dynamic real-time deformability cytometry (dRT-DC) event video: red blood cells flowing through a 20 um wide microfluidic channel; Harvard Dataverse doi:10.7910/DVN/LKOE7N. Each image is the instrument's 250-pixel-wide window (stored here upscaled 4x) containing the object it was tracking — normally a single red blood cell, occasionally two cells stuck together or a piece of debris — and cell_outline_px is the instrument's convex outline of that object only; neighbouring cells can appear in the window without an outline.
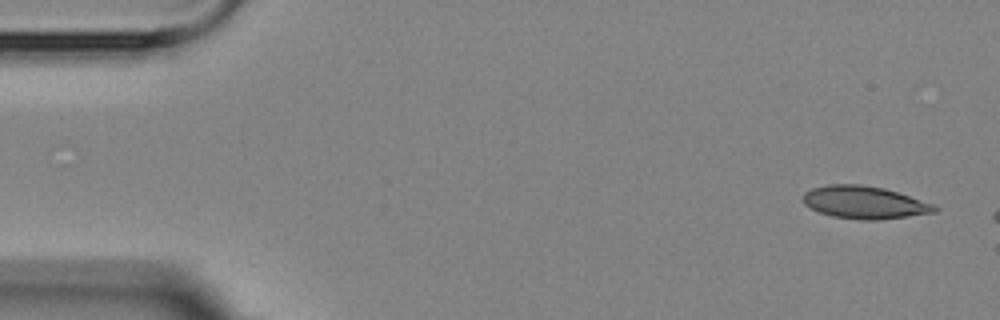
{"species": "Egyptian fruit bat (a non-hibernating species)", "species_latin": "Rousettus aegyptiacus", "temperature_condition": "room temperature", "stored_images_in_passage": 4, "camera_frame_rate_fps": 3000, "um_per_image_px": 0.085, "animal": {"sex": "female"}, "frame": {"image": 1, "passage_image": 1, "time_ms": 0.0, "image_size_px": [1000, 320], "cell_outline_px": [[940, 208], [936, 212], [880, 220], [860, 220], [832, 216], [820, 212], [804, 204], [800, 200], [804, 192], [812, 188], [828, 184], [860, 184], [884, 188], [936, 204]], "centroid_in_image_um": [73.48, 17.2], "position_along_channel_um": 11.5, "area_um2": 25.26}}